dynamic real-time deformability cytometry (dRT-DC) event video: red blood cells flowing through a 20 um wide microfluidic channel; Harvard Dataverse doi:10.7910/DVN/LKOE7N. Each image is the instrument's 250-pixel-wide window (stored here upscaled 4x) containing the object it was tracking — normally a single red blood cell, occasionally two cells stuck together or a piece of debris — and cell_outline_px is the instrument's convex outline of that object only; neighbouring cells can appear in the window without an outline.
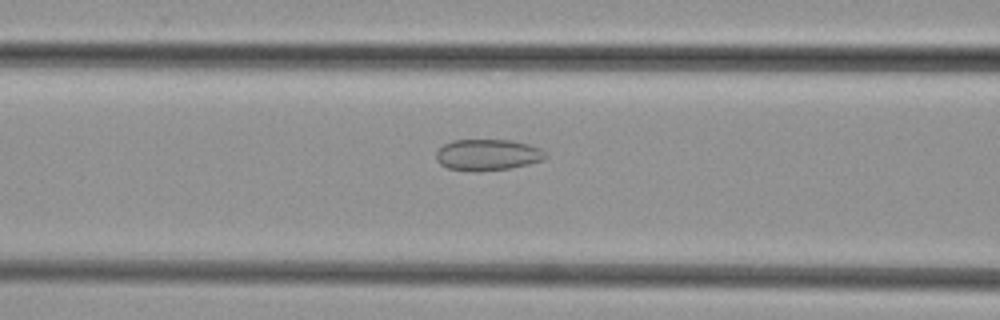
{"species": "common noctule bat (a hibernating species)", "species_latin": "Nyctalus noctula", "temperature_condition": "cold", "stored_images_in_passage": 35, "camera_frame_rate_fps": 3000, "um_per_image_px": 0.085, "animal": {"sex": "female", "body_mass_g": 29.2, "forearm_length_mm": 56.3}, "frame": {"image": 1, "passage_image": 12, "time_ms": 3.667, "image_size_px": [1000, 320], "cell_outline_px": [[548, 156], [544, 160], [528, 164], [508, 168], [480, 172], [472, 172], [448, 168], [440, 164], [436, 160], [436, 152], [444, 144], [452, 140], [512, 140], [528, 144], [540, 148]], "centroid_in_image_um": [41.44, 13.17], "position_along_channel_um": 125.2, "area_um2": 20.06}}
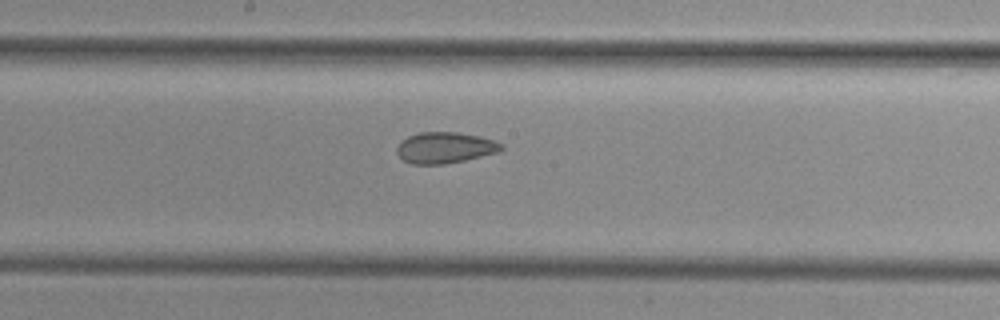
{"frame": {"image": 2, "passage_image": 18, "time_ms": 5.667, "image_size_px": [1000, 320], "cell_outline_px": [[504, 148], [500, 152], [464, 160], [444, 164], [412, 164], [404, 160], [396, 152], [396, 148], [408, 136], [420, 132], [456, 132], [480, 136], [504, 144]], "centroid_in_image_um": [37.86, 12.55], "position_along_channel_um": 210.3, "area_um2": 18.84}}
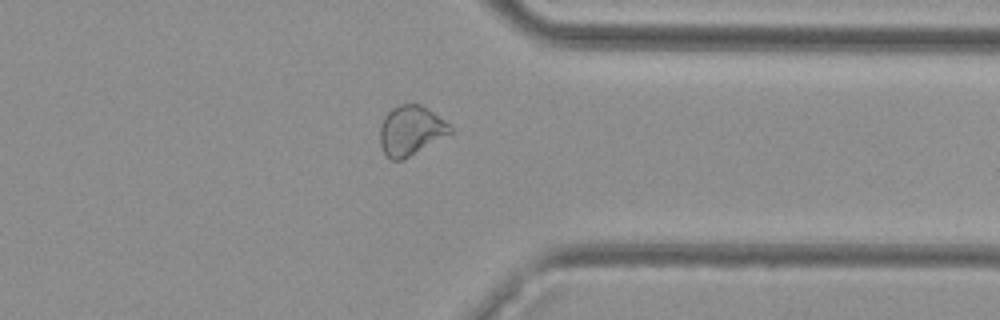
{"frame": {"image": 3, "passage_image": 30, "time_ms": 9.667, "image_size_px": [1000, 320], "cell_outline_px": [[452, 132], [408, 156], [400, 160], [392, 160], [384, 152], [380, 144], [380, 124], [384, 116], [392, 108], [400, 104], [420, 104], [444, 120], [452, 128]], "centroid_in_image_um": [34.87, 11.07], "position_along_channel_um": 376.5, "area_um2": 19.77}}